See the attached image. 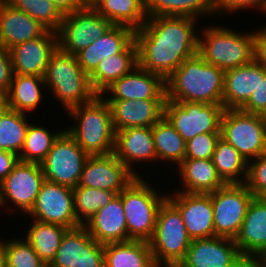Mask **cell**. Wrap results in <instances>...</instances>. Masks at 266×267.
<instances>
[{"label":"cell","mask_w":266,"mask_h":267,"mask_svg":"<svg viewBox=\"0 0 266 267\" xmlns=\"http://www.w3.org/2000/svg\"><path fill=\"white\" fill-rule=\"evenodd\" d=\"M177 267H247V260L234 239L213 236L193 239Z\"/></svg>","instance_id":"obj_15"},{"label":"cell","mask_w":266,"mask_h":267,"mask_svg":"<svg viewBox=\"0 0 266 267\" xmlns=\"http://www.w3.org/2000/svg\"><path fill=\"white\" fill-rule=\"evenodd\" d=\"M136 177L113 153L95 155L87 158L78 186L114 191L118 195Z\"/></svg>","instance_id":"obj_16"},{"label":"cell","mask_w":266,"mask_h":267,"mask_svg":"<svg viewBox=\"0 0 266 267\" xmlns=\"http://www.w3.org/2000/svg\"><path fill=\"white\" fill-rule=\"evenodd\" d=\"M44 181L40 164L19 160L0 183V209H5L6 214L20 211V215L26 217L33 208Z\"/></svg>","instance_id":"obj_9"},{"label":"cell","mask_w":266,"mask_h":267,"mask_svg":"<svg viewBox=\"0 0 266 267\" xmlns=\"http://www.w3.org/2000/svg\"><path fill=\"white\" fill-rule=\"evenodd\" d=\"M262 198L266 201V194Z\"/></svg>","instance_id":"obj_57"},{"label":"cell","mask_w":266,"mask_h":267,"mask_svg":"<svg viewBox=\"0 0 266 267\" xmlns=\"http://www.w3.org/2000/svg\"><path fill=\"white\" fill-rule=\"evenodd\" d=\"M138 66V48L134 40L122 53L100 60L97 68L89 75L93 90L101 95L117 79L130 73Z\"/></svg>","instance_id":"obj_29"},{"label":"cell","mask_w":266,"mask_h":267,"mask_svg":"<svg viewBox=\"0 0 266 267\" xmlns=\"http://www.w3.org/2000/svg\"><path fill=\"white\" fill-rule=\"evenodd\" d=\"M253 197L245 183L225 184L211 193L215 236H237Z\"/></svg>","instance_id":"obj_13"},{"label":"cell","mask_w":266,"mask_h":267,"mask_svg":"<svg viewBox=\"0 0 266 267\" xmlns=\"http://www.w3.org/2000/svg\"><path fill=\"white\" fill-rule=\"evenodd\" d=\"M4 105V95L0 92V108Z\"/></svg>","instance_id":"obj_54"},{"label":"cell","mask_w":266,"mask_h":267,"mask_svg":"<svg viewBox=\"0 0 266 267\" xmlns=\"http://www.w3.org/2000/svg\"><path fill=\"white\" fill-rule=\"evenodd\" d=\"M152 136L157 164L176 167L184 160L186 142L164 116L152 126Z\"/></svg>","instance_id":"obj_31"},{"label":"cell","mask_w":266,"mask_h":267,"mask_svg":"<svg viewBox=\"0 0 266 267\" xmlns=\"http://www.w3.org/2000/svg\"><path fill=\"white\" fill-rule=\"evenodd\" d=\"M234 243L247 261L266 254V201L263 198L253 197L249 203Z\"/></svg>","instance_id":"obj_21"},{"label":"cell","mask_w":266,"mask_h":267,"mask_svg":"<svg viewBox=\"0 0 266 267\" xmlns=\"http://www.w3.org/2000/svg\"><path fill=\"white\" fill-rule=\"evenodd\" d=\"M26 216L68 229L81 226L75 215L73 188L46 180L41 185L33 208Z\"/></svg>","instance_id":"obj_14"},{"label":"cell","mask_w":266,"mask_h":267,"mask_svg":"<svg viewBox=\"0 0 266 267\" xmlns=\"http://www.w3.org/2000/svg\"><path fill=\"white\" fill-rule=\"evenodd\" d=\"M74 210L77 221L84 225L100 208L106 206L117 194L114 191L84 186L73 188Z\"/></svg>","instance_id":"obj_38"},{"label":"cell","mask_w":266,"mask_h":267,"mask_svg":"<svg viewBox=\"0 0 266 267\" xmlns=\"http://www.w3.org/2000/svg\"><path fill=\"white\" fill-rule=\"evenodd\" d=\"M100 0H92L87 6L94 7Z\"/></svg>","instance_id":"obj_53"},{"label":"cell","mask_w":266,"mask_h":267,"mask_svg":"<svg viewBox=\"0 0 266 267\" xmlns=\"http://www.w3.org/2000/svg\"><path fill=\"white\" fill-rule=\"evenodd\" d=\"M220 133L198 134L186 142L185 158L212 159Z\"/></svg>","instance_id":"obj_44"},{"label":"cell","mask_w":266,"mask_h":267,"mask_svg":"<svg viewBox=\"0 0 266 267\" xmlns=\"http://www.w3.org/2000/svg\"><path fill=\"white\" fill-rule=\"evenodd\" d=\"M113 154L139 177L140 172L135 166L141 165V162L142 164L157 162L152 127H135L116 131Z\"/></svg>","instance_id":"obj_19"},{"label":"cell","mask_w":266,"mask_h":267,"mask_svg":"<svg viewBox=\"0 0 266 267\" xmlns=\"http://www.w3.org/2000/svg\"><path fill=\"white\" fill-rule=\"evenodd\" d=\"M113 24L101 16L93 7L83 6L63 15L57 33L58 48L76 55L82 49L108 32Z\"/></svg>","instance_id":"obj_11"},{"label":"cell","mask_w":266,"mask_h":267,"mask_svg":"<svg viewBox=\"0 0 266 267\" xmlns=\"http://www.w3.org/2000/svg\"><path fill=\"white\" fill-rule=\"evenodd\" d=\"M264 77V66L252 61L247 65L228 69L224 72V109H240L251 97Z\"/></svg>","instance_id":"obj_24"},{"label":"cell","mask_w":266,"mask_h":267,"mask_svg":"<svg viewBox=\"0 0 266 267\" xmlns=\"http://www.w3.org/2000/svg\"><path fill=\"white\" fill-rule=\"evenodd\" d=\"M245 184L254 197L262 198L266 194V153L248 162Z\"/></svg>","instance_id":"obj_43"},{"label":"cell","mask_w":266,"mask_h":267,"mask_svg":"<svg viewBox=\"0 0 266 267\" xmlns=\"http://www.w3.org/2000/svg\"><path fill=\"white\" fill-rule=\"evenodd\" d=\"M84 226L100 244L128 241L121 197L116 195L106 206L100 208Z\"/></svg>","instance_id":"obj_25"},{"label":"cell","mask_w":266,"mask_h":267,"mask_svg":"<svg viewBox=\"0 0 266 267\" xmlns=\"http://www.w3.org/2000/svg\"><path fill=\"white\" fill-rule=\"evenodd\" d=\"M136 177L118 195L121 197L129 240L149 242L155 231L156 217L167 194L160 192L146 178Z\"/></svg>","instance_id":"obj_6"},{"label":"cell","mask_w":266,"mask_h":267,"mask_svg":"<svg viewBox=\"0 0 266 267\" xmlns=\"http://www.w3.org/2000/svg\"><path fill=\"white\" fill-rule=\"evenodd\" d=\"M67 114L75 122L65 130L89 156L113 153L115 130L110 106L102 95L71 108Z\"/></svg>","instance_id":"obj_3"},{"label":"cell","mask_w":266,"mask_h":267,"mask_svg":"<svg viewBox=\"0 0 266 267\" xmlns=\"http://www.w3.org/2000/svg\"><path fill=\"white\" fill-rule=\"evenodd\" d=\"M147 17L187 16L202 19L214 15V0H144ZM202 16V17H201Z\"/></svg>","instance_id":"obj_33"},{"label":"cell","mask_w":266,"mask_h":267,"mask_svg":"<svg viewBox=\"0 0 266 267\" xmlns=\"http://www.w3.org/2000/svg\"><path fill=\"white\" fill-rule=\"evenodd\" d=\"M247 113L266 116V68L264 77H259V84L250 99L240 108Z\"/></svg>","instance_id":"obj_46"},{"label":"cell","mask_w":266,"mask_h":267,"mask_svg":"<svg viewBox=\"0 0 266 267\" xmlns=\"http://www.w3.org/2000/svg\"><path fill=\"white\" fill-rule=\"evenodd\" d=\"M89 155L64 130L40 164L44 179L75 188Z\"/></svg>","instance_id":"obj_12"},{"label":"cell","mask_w":266,"mask_h":267,"mask_svg":"<svg viewBox=\"0 0 266 267\" xmlns=\"http://www.w3.org/2000/svg\"><path fill=\"white\" fill-rule=\"evenodd\" d=\"M30 115L3 105L0 108V150L19 155L25 143Z\"/></svg>","instance_id":"obj_36"},{"label":"cell","mask_w":266,"mask_h":267,"mask_svg":"<svg viewBox=\"0 0 266 267\" xmlns=\"http://www.w3.org/2000/svg\"><path fill=\"white\" fill-rule=\"evenodd\" d=\"M247 267H266V260L261 258H255L247 261Z\"/></svg>","instance_id":"obj_51"},{"label":"cell","mask_w":266,"mask_h":267,"mask_svg":"<svg viewBox=\"0 0 266 267\" xmlns=\"http://www.w3.org/2000/svg\"><path fill=\"white\" fill-rule=\"evenodd\" d=\"M224 72L197 53L165 80L166 98L176 102L222 104Z\"/></svg>","instance_id":"obj_2"},{"label":"cell","mask_w":266,"mask_h":267,"mask_svg":"<svg viewBox=\"0 0 266 267\" xmlns=\"http://www.w3.org/2000/svg\"><path fill=\"white\" fill-rule=\"evenodd\" d=\"M115 132L135 127H152L164 116L165 100H106Z\"/></svg>","instance_id":"obj_22"},{"label":"cell","mask_w":266,"mask_h":267,"mask_svg":"<svg viewBox=\"0 0 266 267\" xmlns=\"http://www.w3.org/2000/svg\"><path fill=\"white\" fill-rule=\"evenodd\" d=\"M246 9L252 10H260L261 12H265L266 9V0H214V10L215 17L224 18L221 14H230L234 16V13H239L242 10L247 11Z\"/></svg>","instance_id":"obj_45"},{"label":"cell","mask_w":266,"mask_h":267,"mask_svg":"<svg viewBox=\"0 0 266 267\" xmlns=\"http://www.w3.org/2000/svg\"><path fill=\"white\" fill-rule=\"evenodd\" d=\"M135 40V30L123 25H113L107 33L76 54L82 70L90 75L103 58L122 53Z\"/></svg>","instance_id":"obj_23"},{"label":"cell","mask_w":266,"mask_h":267,"mask_svg":"<svg viewBox=\"0 0 266 267\" xmlns=\"http://www.w3.org/2000/svg\"><path fill=\"white\" fill-rule=\"evenodd\" d=\"M0 267H5V249L3 238H0Z\"/></svg>","instance_id":"obj_52"},{"label":"cell","mask_w":266,"mask_h":267,"mask_svg":"<svg viewBox=\"0 0 266 267\" xmlns=\"http://www.w3.org/2000/svg\"><path fill=\"white\" fill-rule=\"evenodd\" d=\"M252 31L254 61L266 68V26Z\"/></svg>","instance_id":"obj_48"},{"label":"cell","mask_w":266,"mask_h":267,"mask_svg":"<svg viewBox=\"0 0 266 267\" xmlns=\"http://www.w3.org/2000/svg\"><path fill=\"white\" fill-rule=\"evenodd\" d=\"M222 104L204 102H176L165 99L164 117L188 142L198 134L220 133Z\"/></svg>","instance_id":"obj_10"},{"label":"cell","mask_w":266,"mask_h":267,"mask_svg":"<svg viewBox=\"0 0 266 267\" xmlns=\"http://www.w3.org/2000/svg\"><path fill=\"white\" fill-rule=\"evenodd\" d=\"M176 169L182 184L180 189L173 191L209 194L226 184L218 175L212 159L184 158Z\"/></svg>","instance_id":"obj_27"},{"label":"cell","mask_w":266,"mask_h":267,"mask_svg":"<svg viewBox=\"0 0 266 267\" xmlns=\"http://www.w3.org/2000/svg\"><path fill=\"white\" fill-rule=\"evenodd\" d=\"M101 95L105 100H165V80L138 65Z\"/></svg>","instance_id":"obj_18"},{"label":"cell","mask_w":266,"mask_h":267,"mask_svg":"<svg viewBox=\"0 0 266 267\" xmlns=\"http://www.w3.org/2000/svg\"><path fill=\"white\" fill-rule=\"evenodd\" d=\"M198 21L187 16L147 17L135 30L138 65L166 80L187 58L198 53Z\"/></svg>","instance_id":"obj_1"},{"label":"cell","mask_w":266,"mask_h":267,"mask_svg":"<svg viewBox=\"0 0 266 267\" xmlns=\"http://www.w3.org/2000/svg\"><path fill=\"white\" fill-rule=\"evenodd\" d=\"M84 6L88 5L92 0H79Z\"/></svg>","instance_id":"obj_55"},{"label":"cell","mask_w":266,"mask_h":267,"mask_svg":"<svg viewBox=\"0 0 266 267\" xmlns=\"http://www.w3.org/2000/svg\"><path fill=\"white\" fill-rule=\"evenodd\" d=\"M19 162V155L11 151L0 150V183L13 170Z\"/></svg>","instance_id":"obj_49"},{"label":"cell","mask_w":266,"mask_h":267,"mask_svg":"<svg viewBox=\"0 0 266 267\" xmlns=\"http://www.w3.org/2000/svg\"><path fill=\"white\" fill-rule=\"evenodd\" d=\"M212 160L218 175L226 184L246 182L247 160L221 137L216 143Z\"/></svg>","instance_id":"obj_35"},{"label":"cell","mask_w":266,"mask_h":267,"mask_svg":"<svg viewBox=\"0 0 266 267\" xmlns=\"http://www.w3.org/2000/svg\"><path fill=\"white\" fill-rule=\"evenodd\" d=\"M48 29L5 0L0 3V46L10 49L19 43L40 37Z\"/></svg>","instance_id":"obj_26"},{"label":"cell","mask_w":266,"mask_h":267,"mask_svg":"<svg viewBox=\"0 0 266 267\" xmlns=\"http://www.w3.org/2000/svg\"><path fill=\"white\" fill-rule=\"evenodd\" d=\"M93 8L113 25L137 30L147 21L144 0H100Z\"/></svg>","instance_id":"obj_32"},{"label":"cell","mask_w":266,"mask_h":267,"mask_svg":"<svg viewBox=\"0 0 266 267\" xmlns=\"http://www.w3.org/2000/svg\"><path fill=\"white\" fill-rule=\"evenodd\" d=\"M191 242L179 210L166 198L158 209L154 235L149 241L156 266L177 267Z\"/></svg>","instance_id":"obj_7"},{"label":"cell","mask_w":266,"mask_h":267,"mask_svg":"<svg viewBox=\"0 0 266 267\" xmlns=\"http://www.w3.org/2000/svg\"><path fill=\"white\" fill-rule=\"evenodd\" d=\"M14 76L10 51L0 46V92L5 95Z\"/></svg>","instance_id":"obj_47"},{"label":"cell","mask_w":266,"mask_h":267,"mask_svg":"<svg viewBox=\"0 0 266 267\" xmlns=\"http://www.w3.org/2000/svg\"><path fill=\"white\" fill-rule=\"evenodd\" d=\"M104 267H157L147 241L129 240L104 245Z\"/></svg>","instance_id":"obj_30"},{"label":"cell","mask_w":266,"mask_h":267,"mask_svg":"<svg viewBox=\"0 0 266 267\" xmlns=\"http://www.w3.org/2000/svg\"><path fill=\"white\" fill-rule=\"evenodd\" d=\"M32 223L26 229L25 239L39 255L45 264H50L60 246L62 237L68 228L51 223L31 219Z\"/></svg>","instance_id":"obj_34"},{"label":"cell","mask_w":266,"mask_h":267,"mask_svg":"<svg viewBox=\"0 0 266 267\" xmlns=\"http://www.w3.org/2000/svg\"><path fill=\"white\" fill-rule=\"evenodd\" d=\"M79 259V227L68 229L50 267H71Z\"/></svg>","instance_id":"obj_42"},{"label":"cell","mask_w":266,"mask_h":267,"mask_svg":"<svg viewBox=\"0 0 266 267\" xmlns=\"http://www.w3.org/2000/svg\"><path fill=\"white\" fill-rule=\"evenodd\" d=\"M43 77L14 74L11 85L4 95V105L25 114L33 113L42 105L47 90ZM44 91H43V90Z\"/></svg>","instance_id":"obj_28"},{"label":"cell","mask_w":266,"mask_h":267,"mask_svg":"<svg viewBox=\"0 0 266 267\" xmlns=\"http://www.w3.org/2000/svg\"><path fill=\"white\" fill-rule=\"evenodd\" d=\"M170 193L167 192V199L179 210L192 240L215 236L211 193Z\"/></svg>","instance_id":"obj_17"},{"label":"cell","mask_w":266,"mask_h":267,"mask_svg":"<svg viewBox=\"0 0 266 267\" xmlns=\"http://www.w3.org/2000/svg\"><path fill=\"white\" fill-rule=\"evenodd\" d=\"M71 267H104V245L79 226V259Z\"/></svg>","instance_id":"obj_41"},{"label":"cell","mask_w":266,"mask_h":267,"mask_svg":"<svg viewBox=\"0 0 266 267\" xmlns=\"http://www.w3.org/2000/svg\"><path fill=\"white\" fill-rule=\"evenodd\" d=\"M57 33L44 35L10 48L14 74L44 77L50 55L57 49Z\"/></svg>","instance_id":"obj_20"},{"label":"cell","mask_w":266,"mask_h":267,"mask_svg":"<svg viewBox=\"0 0 266 267\" xmlns=\"http://www.w3.org/2000/svg\"><path fill=\"white\" fill-rule=\"evenodd\" d=\"M34 123L33 121L29 123L25 143L19 154V160L41 164L52 148L54 141L65 129L63 127L61 130L56 131L55 129V132H52L48 127L39 123L34 125Z\"/></svg>","instance_id":"obj_37"},{"label":"cell","mask_w":266,"mask_h":267,"mask_svg":"<svg viewBox=\"0 0 266 267\" xmlns=\"http://www.w3.org/2000/svg\"><path fill=\"white\" fill-rule=\"evenodd\" d=\"M64 15L82 8L84 5L79 0H48Z\"/></svg>","instance_id":"obj_50"},{"label":"cell","mask_w":266,"mask_h":267,"mask_svg":"<svg viewBox=\"0 0 266 267\" xmlns=\"http://www.w3.org/2000/svg\"><path fill=\"white\" fill-rule=\"evenodd\" d=\"M42 267H50L49 264H44Z\"/></svg>","instance_id":"obj_56"},{"label":"cell","mask_w":266,"mask_h":267,"mask_svg":"<svg viewBox=\"0 0 266 267\" xmlns=\"http://www.w3.org/2000/svg\"><path fill=\"white\" fill-rule=\"evenodd\" d=\"M12 7L27 13L50 31L57 32L63 14L48 0H5Z\"/></svg>","instance_id":"obj_39"},{"label":"cell","mask_w":266,"mask_h":267,"mask_svg":"<svg viewBox=\"0 0 266 267\" xmlns=\"http://www.w3.org/2000/svg\"><path fill=\"white\" fill-rule=\"evenodd\" d=\"M200 28L198 54L208 63L226 71L254 60L252 31L241 33L225 25Z\"/></svg>","instance_id":"obj_5"},{"label":"cell","mask_w":266,"mask_h":267,"mask_svg":"<svg viewBox=\"0 0 266 267\" xmlns=\"http://www.w3.org/2000/svg\"><path fill=\"white\" fill-rule=\"evenodd\" d=\"M43 78L47 92L63 105L65 113L90 102L98 95L92 88L90 76L78 64L76 55L66 53L58 47L50 55Z\"/></svg>","instance_id":"obj_4"},{"label":"cell","mask_w":266,"mask_h":267,"mask_svg":"<svg viewBox=\"0 0 266 267\" xmlns=\"http://www.w3.org/2000/svg\"><path fill=\"white\" fill-rule=\"evenodd\" d=\"M23 235L4 241L5 267H42L45 263Z\"/></svg>","instance_id":"obj_40"},{"label":"cell","mask_w":266,"mask_h":267,"mask_svg":"<svg viewBox=\"0 0 266 267\" xmlns=\"http://www.w3.org/2000/svg\"><path fill=\"white\" fill-rule=\"evenodd\" d=\"M220 137L234 146L249 162L266 153L265 116L241 109H224Z\"/></svg>","instance_id":"obj_8"}]
</instances>
